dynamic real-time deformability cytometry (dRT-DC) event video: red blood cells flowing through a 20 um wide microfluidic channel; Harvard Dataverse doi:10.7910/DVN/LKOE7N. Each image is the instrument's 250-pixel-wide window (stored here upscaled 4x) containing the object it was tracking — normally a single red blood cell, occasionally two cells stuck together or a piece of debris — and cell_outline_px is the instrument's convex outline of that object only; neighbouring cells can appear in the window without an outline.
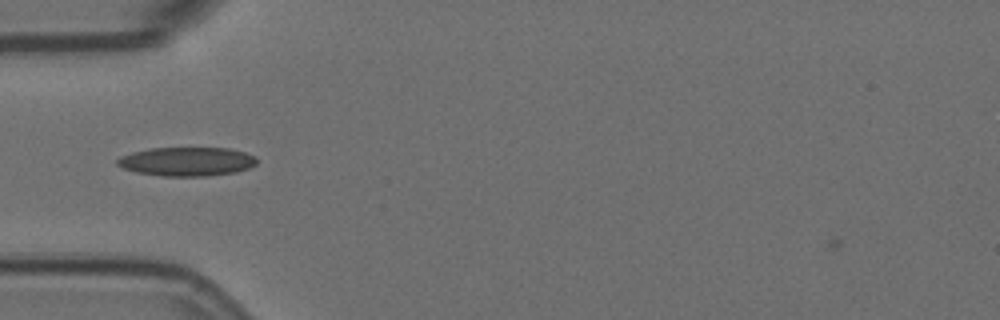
{"species": "Egyptian fruit bat (a non-hibernating species)", "species_latin": "Rousettus aegyptiacus", "temperature_condition": "room temperature", "stored_images_in_passage": 13, "camera_frame_rate_fps": 3000, "um_per_image_px": 0.085, "animal": {"sex": "female"}, "frame": {"image": 1, "passage_image": 5, "time_ms": 1.333, "image_size_px": [1000, 320], "cell_outline_px": [[256, 164], [248, 168], [236, 172], [208, 176], [160, 176], [136, 172], [124, 168], [116, 164], [116, 160], [120, 156], [132, 152], [148, 148], [228, 148], [244, 152], [256, 156]], "centroid_in_image_um": [15.86, 13.73], "position_along_channel_um": 69.1, "area_um2": 23.58}}
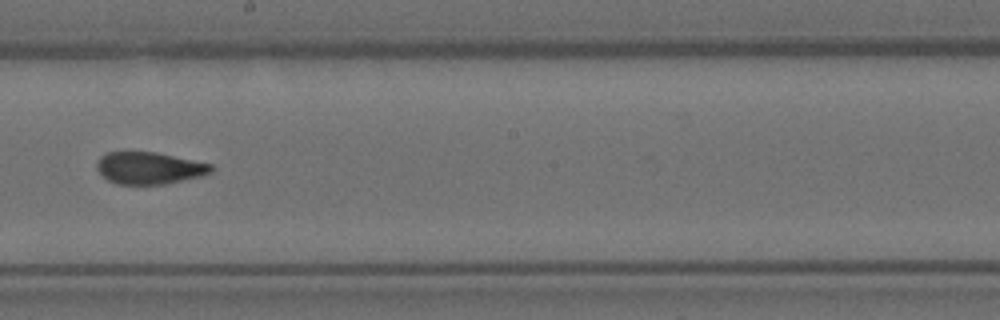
{"frame": {"image": 2, "passage_image": 9, "time_ms": 2.667, "image_size_px": [1000, 320], "cell_outline_px": [[212, 172], [204, 176], [164, 184], [116, 184], [108, 180], [96, 168], [96, 164], [100, 156], [108, 152], [156, 152], [212, 164]], "centroid_in_image_um": [12.69, 14.28], "position_along_channel_um": 235.5, "area_um2": 21.33}}
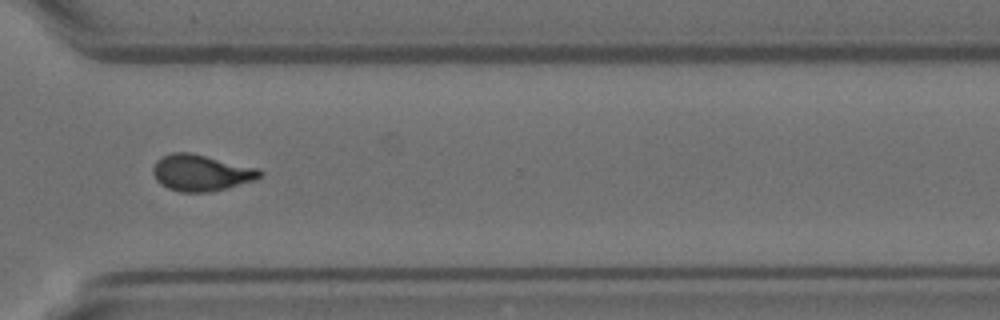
{"frame": {"image": 3, "passage_image": 12, "time_ms": 3.667, "image_size_px": [1000, 320], "cell_outline_px": [[264, 172], [256, 180], [228, 188], [208, 192], [180, 192], [168, 188], [160, 184], [156, 180], [152, 172], [152, 168], [156, 160], [160, 156], [172, 152], [188, 152], [260, 168]], "centroid_in_image_um": [17.09, 14.68], "position_along_channel_um": 353.5, "area_um2": 22.89}}